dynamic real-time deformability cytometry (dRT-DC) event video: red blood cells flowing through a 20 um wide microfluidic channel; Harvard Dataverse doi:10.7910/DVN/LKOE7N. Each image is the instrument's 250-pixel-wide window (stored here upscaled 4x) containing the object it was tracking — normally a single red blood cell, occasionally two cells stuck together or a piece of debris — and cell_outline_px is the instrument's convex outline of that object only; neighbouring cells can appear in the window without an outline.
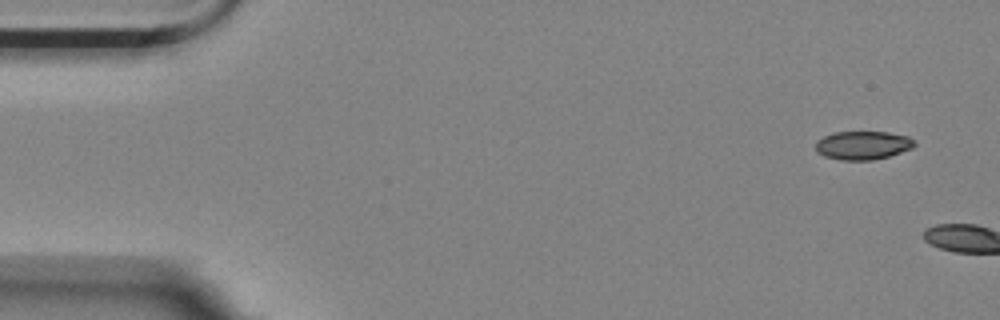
{"species": "Egyptian fruit bat (a non-hibernating species)", "species_latin": "Rousettus aegyptiacus", "temperature_condition": "room temperature", "stored_images_in_passage": 2, "camera_frame_rate_fps": 3000, "um_per_image_px": 0.085, "animal": {"sex": "female"}, "frame": {"image": 1, "passage_image": 1, "time_ms": 0.0, "image_size_px": [1000, 320], "cell_outline_px": [[916, 144], [912, 148], [888, 156], [872, 160], [844, 160], [824, 156], [816, 152], [816, 144], [824, 136], [832, 132], [888, 132], [908, 136]], "centroid_in_image_um": [73.33, 12.34], "position_along_channel_um": 11.7, "area_um2": 16.24}}